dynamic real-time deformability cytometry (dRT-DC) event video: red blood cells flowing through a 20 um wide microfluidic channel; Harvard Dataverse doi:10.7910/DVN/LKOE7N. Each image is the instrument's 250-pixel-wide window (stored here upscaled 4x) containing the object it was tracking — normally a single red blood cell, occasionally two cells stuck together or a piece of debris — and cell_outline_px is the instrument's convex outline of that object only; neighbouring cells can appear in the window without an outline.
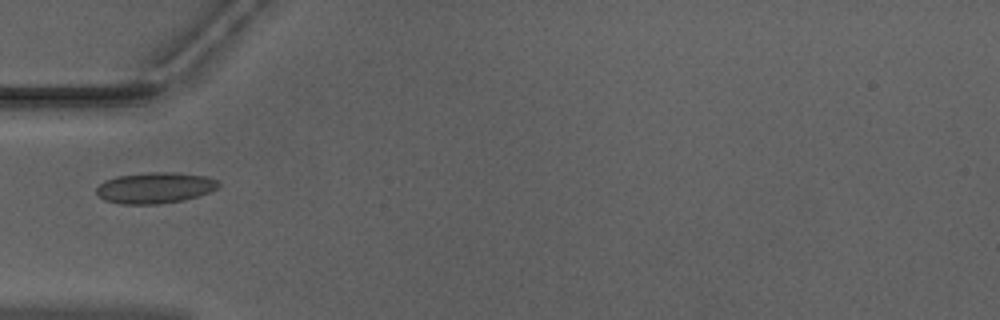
{"species": "Egyptian fruit bat (a non-hibernating species)", "species_latin": "Rousettus aegyptiacus", "temperature_condition": "warm", "stored_images_in_passage": 6, "camera_frame_rate_fps": 3000, "um_per_image_px": 0.085, "animal": {"sex": "male"}, "frame": {"image": 1, "passage_image": 1, "time_ms": 0.0, "image_size_px": [1000, 320], "cell_outline_px": [[220, 184], [216, 188], [208, 192], [184, 200], [160, 204], [120, 204], [104, 200], [96, 192], [96, 188], [104, 180], [116, 176], [148, 172], [172, 172], [208, 176], [216, 180]], "centroid_in_image_um": [13.14, 15.96], "position_along_channel_um": 71.9, "area_um2": 22.08}}